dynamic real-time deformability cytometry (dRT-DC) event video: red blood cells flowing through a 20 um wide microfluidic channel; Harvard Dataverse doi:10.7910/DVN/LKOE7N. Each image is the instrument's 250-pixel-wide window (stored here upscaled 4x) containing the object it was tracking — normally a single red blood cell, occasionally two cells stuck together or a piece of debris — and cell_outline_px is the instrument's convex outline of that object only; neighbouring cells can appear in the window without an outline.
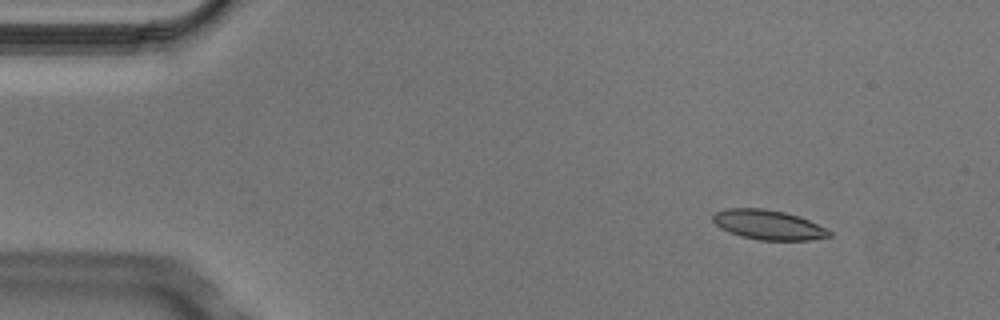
{"species": "Egyptian fruit bat (a non-hibernating species)", "species_latin": "Rousettus aegyptiacus", "temperature_condition": "cold", "stored_images_in_passage": 4, "camera_frame_rate_fps": 3000, "um_per_image_px": 0.085, "animal": {"sex": "male"}, "frame": {"image": 1, "passage_image": 1, "time_ms": 0.0, "image_size_px": [1000, 320], "cell_outline_px": [[832, 236], [812, 240], [760, 240], [740, 236], [728, 232], [720, 228], [712, 220], [712, 216], [716, 212], [728, 208], [764, 208], [784, 212], [808, 220], [832, 232]], "centroid_in_image_um": [65.28, 19.11], "position_along_channel_um": 19.7, "area_um2": 20.0}}
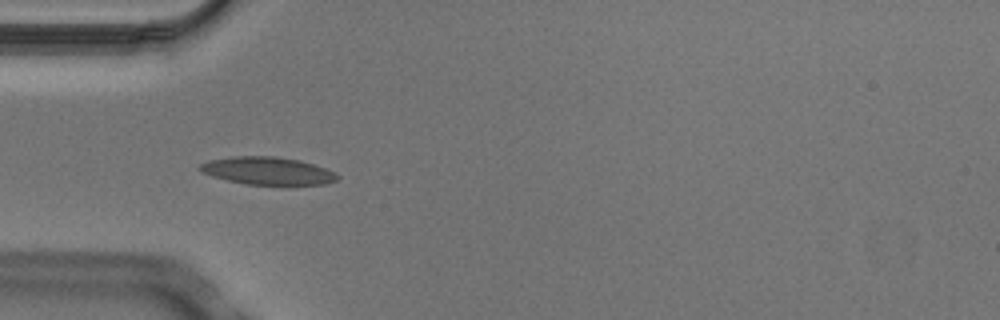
{"frame": {"image": 2, "passage_image": 3, "time_ms": 0.667, "image_size_px": [1000, 320], "cell_outline_px": [[340, 176], [336, 180], [324, 184], [288, 188], [244, 184], [212, 176], [200, 172], [196, 168], [200, 164], [208, 160], [232, 156], [272, 156], [300, 160], [336, 172]], "centroid_in_image_um": [22.77, 14.57], "position_along_channel_um": 62.2, "area_um2": 23.24}}